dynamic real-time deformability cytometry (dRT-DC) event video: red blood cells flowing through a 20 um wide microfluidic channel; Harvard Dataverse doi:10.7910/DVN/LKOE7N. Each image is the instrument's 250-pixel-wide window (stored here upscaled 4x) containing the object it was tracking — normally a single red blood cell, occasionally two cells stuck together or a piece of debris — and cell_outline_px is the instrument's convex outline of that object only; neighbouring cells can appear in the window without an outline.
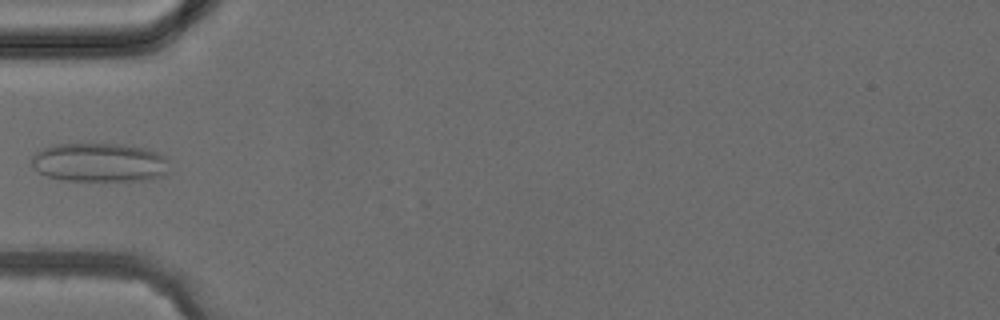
{"species": "common noctule bat (a hibernating species)", "species_latin": "Nyctalus noctula", "temperature_condition": "cold", "stored_images_in_passage": 3, "camera_frame_rate_fps": 3000, "um_per_image_px": 0.085, "animal": {"sex": "female", "body_mass_g": 24.6, "forearm_length_mm": 56.2}, "frame": {"image": 1, "passage_image": 3, "time_ms": 2.333, "image_size_px": [1000, 320], "cell_outline_px": [[168, 172], [160, 176], [148, 180], [64, 180], [48, 176], [40, 172], [32, 164], [32, 156], [36, 152], [44, 148], [56, 144], [124, 144], [148, 148], [164, 156], [168, 160]], "centroid_in_image_um": [8.5, 13.8], "position_along_channel_um": 76.5, "area_um2": 31.1}}